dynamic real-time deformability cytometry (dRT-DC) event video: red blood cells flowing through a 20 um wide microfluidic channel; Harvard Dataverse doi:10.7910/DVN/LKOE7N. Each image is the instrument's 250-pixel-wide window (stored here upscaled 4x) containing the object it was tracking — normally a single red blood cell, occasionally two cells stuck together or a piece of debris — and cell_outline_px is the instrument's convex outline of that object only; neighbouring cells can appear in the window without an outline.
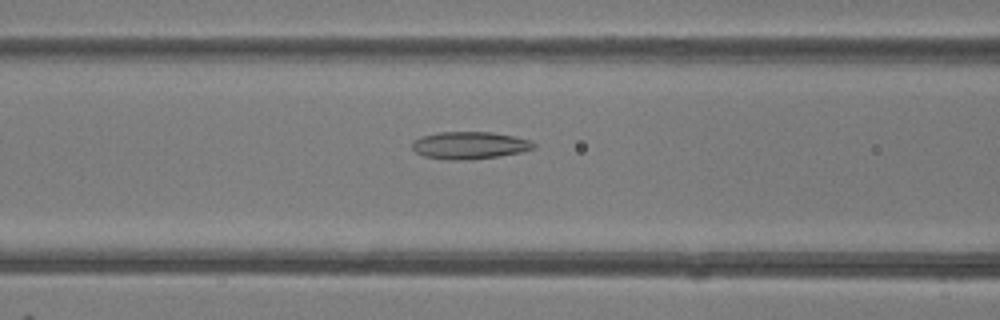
{"species": "common noctule bat (a hibernating species)", "species_latin": "Nyctalus noctula", "temperature_condition": "room temperature", "stored_images_in_passage": 49, "camera_frame_rate_fps": 3000, "um_per_image_px": 0.085, "animal": {"sex": "female"}, "frame": {"image": 1, "passage_image": 20, "time_ms": 6.333, "image_size_px": [1000, 320], "cell_outline_px": [[536, 148], [520, 152], [500, 156], [468, 160], [448, 160], [424, 156], [416, 152], [412, 148], [412, 140], [420, 136], [440, 132], [492, 132], [532, 140], [536, 144]], "centroid_in_image_um": [39.91, 12.35], "position_along_channel_um": 126.7, "area_um2": 19.54}}
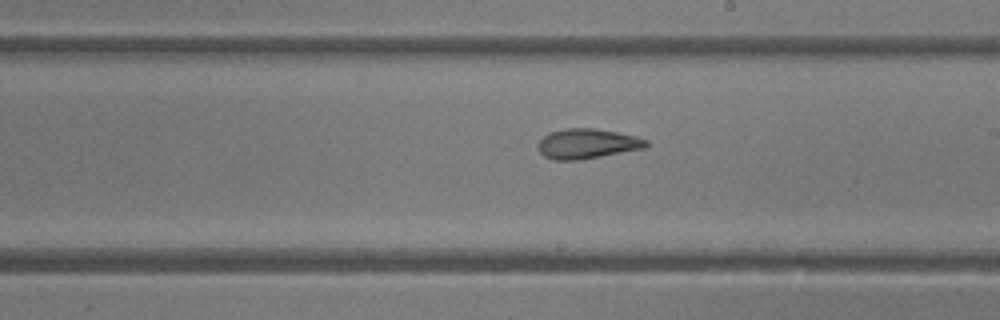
{"frame": {"image": 2, "passage_image": 28, "time_ms": 9.0, "image_size_px": [1000, 320], "cell_outline_px": [[648, 144], [644, 148], [580, 160], [552, 160], [544, 156], [540, 152], [540, 140], [544, 136], [552, 132], [564, 128], [592, 128], [616, 132], [636, 136], [648, 140]], "centroid_in_image_um": [49.92, 12.22], "position_along_channel_um": 239.1, "area_um2": 18.61}}
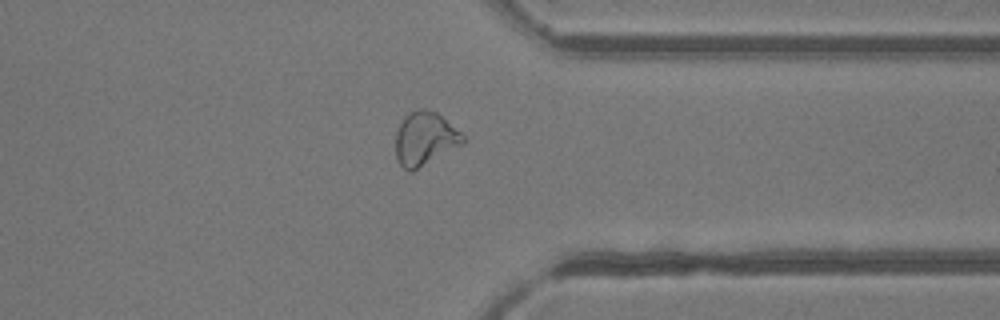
{"frame": {"image": 3, "passage_image": 38, "time_ms": 12.333, "image_size_px": [1000, 320], "cell_outline_px": [[464, 144], [412, 172], [408, 172], [396, 160], [396, 132], [404, 116], [420, 108], [424, 108], [436, 112], [460, 132], [464, 136]], "centroid_in_image_um": [36.11, 11.81], "position_along_channel_um": 375.3, "area_um2": 20.92}, "authors_computed_cell_mechanics": {"area_um2": 21.386, "velocity_mm_per_s": 4.2118, "shape_relaxation_time_tau1_ms": null, "shape_relaxation_time_tau2_ms": 2.324, "deformation_change_tau1": null, "deformation_change_tau2": 0.1023}}